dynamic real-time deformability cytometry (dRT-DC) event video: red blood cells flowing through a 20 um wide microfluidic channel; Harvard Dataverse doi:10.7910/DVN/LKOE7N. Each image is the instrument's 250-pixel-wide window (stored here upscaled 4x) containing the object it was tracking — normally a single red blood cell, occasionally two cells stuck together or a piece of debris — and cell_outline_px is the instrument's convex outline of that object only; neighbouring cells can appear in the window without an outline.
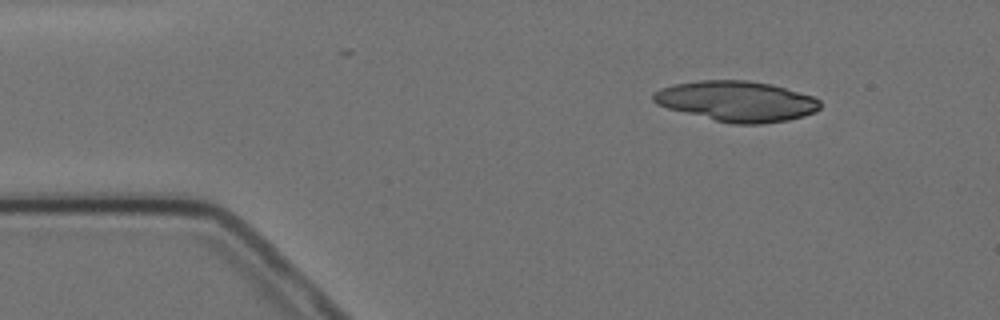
{"species": "Egyptian fruit bat (a non-hibernating species)", "species_latin": "Rousettus aegyptiacus", "temperature_condition": "cold", "stored_images_in_passage": 3, "camera_frame_rate_fps": 3000, "um_per_image_px": 0.085, "animal": {"sex": "female"}, "frame": {"image": 1, "passage_image": 3, "time_ms": 3.333, "image_size_px": [1000, 320], "cell_outline_px": [[820, 108], [816, 112], [804, 116], [788, 120], [760, 124], [732, 124], [668, 108], [656, 104], [652, 100], [652, 96], [660, 88], [672, 84], [700, 80], [748, 80], [772, 84], [812, 96], [820, 100]], "centroid_in_image_um": [62.63, 8.6], "position_along_channel_um": 22.4, "area_um2": 39.25}}